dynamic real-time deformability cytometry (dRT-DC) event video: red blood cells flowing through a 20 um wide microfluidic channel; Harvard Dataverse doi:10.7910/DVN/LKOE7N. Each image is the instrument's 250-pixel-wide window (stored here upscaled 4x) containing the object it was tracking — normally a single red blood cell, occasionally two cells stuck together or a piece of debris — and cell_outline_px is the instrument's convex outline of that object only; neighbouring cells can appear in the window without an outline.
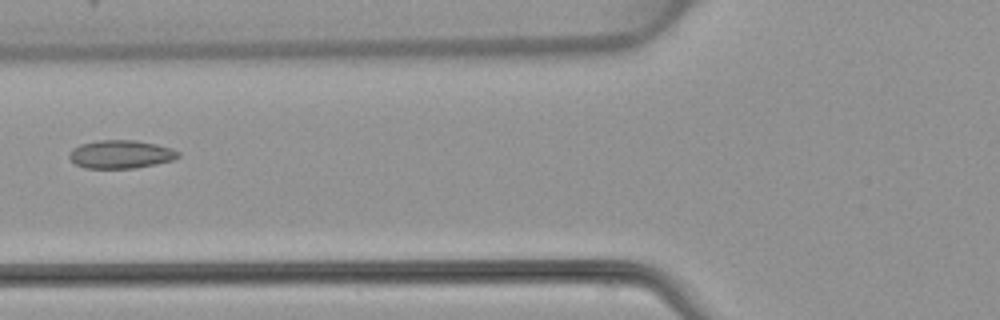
{"species": "common noctule bat (a hibernating species)", "species_latin": "Nyctalus noctula", "temperature_condition": "warm", "stored_images_in_passage": 6, "camera_frame_rate_fps": 3000, "um_per_image_px": 0.085, "animal": {"sex": "female", "body_mass_g": 22.7, "forearm_length_mm": 54.2}, "frame": {"image": 1, "passage_image": 6, "time_ms": 6.333, "image_size_px": [1000, 320], "cell_outline_px": [[180, 156], [172, 160], [156, 164], [136, 168], [84, 168], [76, 164], [68, 156], [72, 148], [80, 144], [100, 140], [136, 140], [156, 144], [172, 148], [180, 152]], "centroid_in_image_um": [10.28, 13.11], "position_along_channel_um": 115.5, "area_um2": 17.98}}